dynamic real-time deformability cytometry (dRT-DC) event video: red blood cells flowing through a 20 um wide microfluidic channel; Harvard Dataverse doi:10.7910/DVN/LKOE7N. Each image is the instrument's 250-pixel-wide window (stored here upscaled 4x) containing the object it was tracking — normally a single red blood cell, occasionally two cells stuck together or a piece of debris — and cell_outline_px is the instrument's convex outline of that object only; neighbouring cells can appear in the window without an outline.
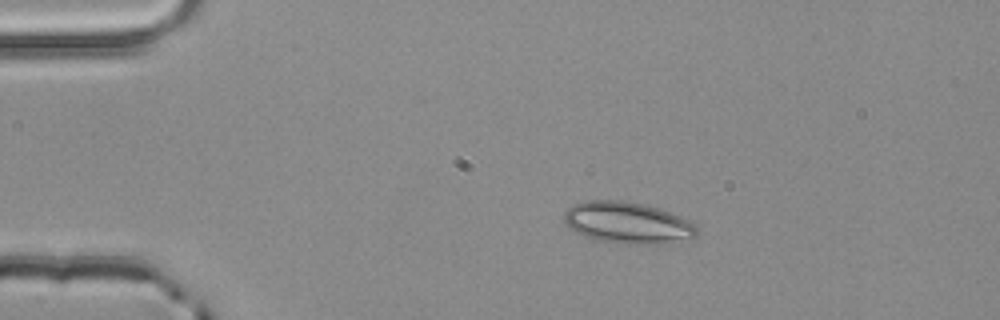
{"species": "common noctule bat (a hibernating species)", "species_latin": "Nyctalus noctula", "temperature_condition": "room temperature", "stored_images_in_passage": 2, "camera_frame_rate_fps": 3000, "um_per_image_px": 0.085, "animal": {"sex": "male", "body_mass_g": 20.4}, "frame": {"image": 1, "passage_image": 2, "time_ms": 0.333, "image_size_px": [1000, 320], "cell_outline_px": [[696, 236], [668, 244], [628, 244], [592, 240], [576, 232], [564, 220], [564, 212], [572, 204], [584, 200], [624, 200], [648, 204], [660, 208], [680, 216], [696, 224]], "centroid_in_image_um": [53.35, 18.92], "position_along_channel_um": 31.7, "area_um2": 32.6}}